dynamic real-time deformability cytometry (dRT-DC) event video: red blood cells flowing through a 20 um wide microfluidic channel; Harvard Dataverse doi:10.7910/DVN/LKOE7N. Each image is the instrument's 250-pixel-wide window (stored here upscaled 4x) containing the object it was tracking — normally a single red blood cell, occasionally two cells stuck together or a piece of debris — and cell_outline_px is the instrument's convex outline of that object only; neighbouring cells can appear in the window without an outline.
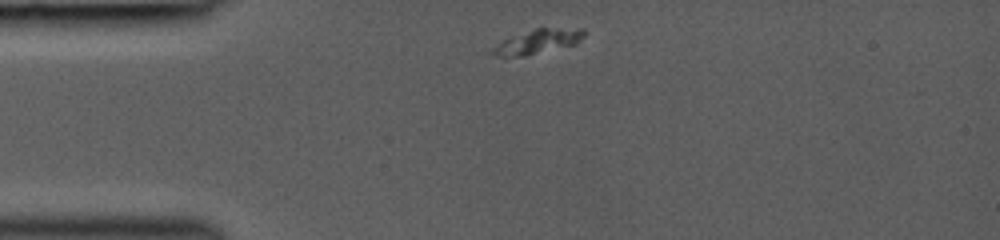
{"species": "common noctule bat (a hibernating species)", "species_latin": "Nyctalus noctula", "temperature_condition": "room temperature", "stored_images_in_passage": 14, "camera_frame_rate_fps": 3000, "um_per_image_px": 0.085, "animal": {"sex": "female", "body_mass_g": 19.0, "forearm_length_mm": 53.3}, "frame": {"image": 1, "passage_image": 1, "time_ms": 0.0, "image_size_px": [1000, 240], "cell_outline_px": [[584, 36], [576, 44], [524, 56], [496, 56], [488, 52], [492, 48], [504, 40], [512, 36], [536, 28], [584, 28]], "centroid_in_image_um": [45.71, 3.53], "position_along_channel_um": 39.3, "area_um2": 12.83}}